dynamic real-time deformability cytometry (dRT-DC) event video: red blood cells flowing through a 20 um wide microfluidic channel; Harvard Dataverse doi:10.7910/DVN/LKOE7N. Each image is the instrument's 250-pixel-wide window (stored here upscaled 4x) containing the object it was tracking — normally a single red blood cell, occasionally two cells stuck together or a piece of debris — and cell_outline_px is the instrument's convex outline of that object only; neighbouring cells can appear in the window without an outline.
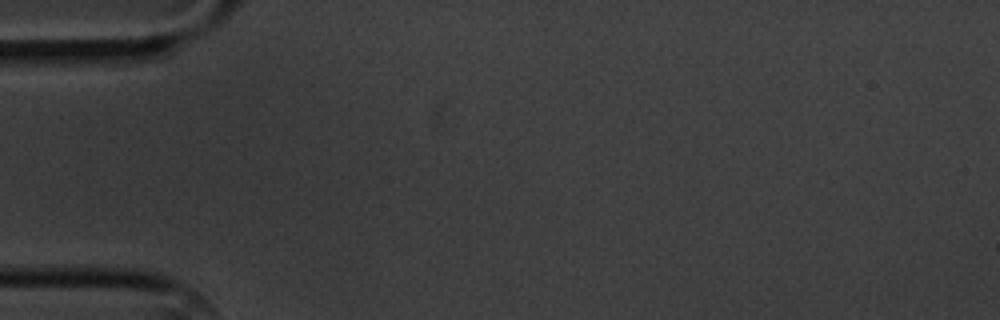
{"species": "common noctule bat (a hibernating species)", "species_latin": "Nyctalus noctula", "temperature_condition": "cold", "stored_images_in_passage": 6, "camera_frame_rate_fps": 3000, "um_per_image_px": 0.085, "animal": {"sex": "male", "body_mass_g": 20.1, "forearm_length_mm": 53.5}, "frame": {"image": 1, "passage_image": 5, "time_ms": 5.333, "image_size_px": [1000, 320], "cell_outline_px": [[128, 52], [100, 68], [76, 72], [44, 72], [24, 52]], "centroid_in_image_um": [6.15, 5.15], "position_along_channel_um": 78.9, "area_um2": 10.81}}